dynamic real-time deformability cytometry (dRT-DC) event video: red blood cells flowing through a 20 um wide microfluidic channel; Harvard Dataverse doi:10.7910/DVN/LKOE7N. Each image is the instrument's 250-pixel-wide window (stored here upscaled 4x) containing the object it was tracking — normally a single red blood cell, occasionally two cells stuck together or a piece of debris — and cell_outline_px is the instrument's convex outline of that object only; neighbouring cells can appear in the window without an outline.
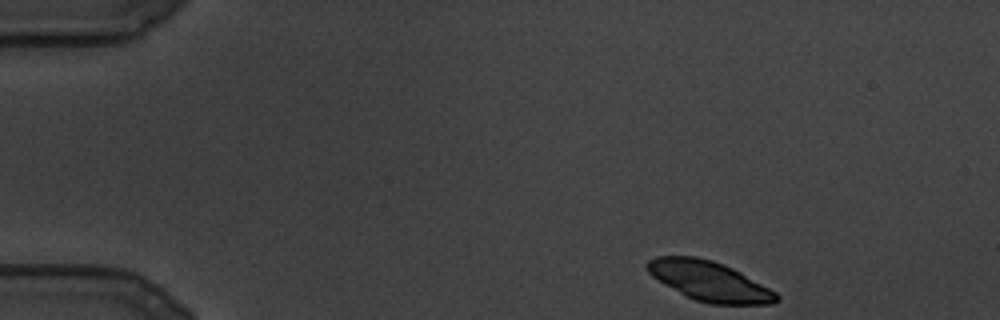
{"species": "common noctule bat (a hibernating species)", "species_latin": "Nyctalus noctula", "temperature_condition": "cold", "stored_images_in_passage": 59, "camera_frame_rate_fps": 3000, "um_per_image_px": 0.085, "animal": {"sex": "male", "body_mass_g": 19.5, "forearm_length_mm": 54.6}, "frame": {"image": 1, "passage_image": 1, "time_ms": 0.0, "image_size_px": [1000, 320], "cell_outline_px": [[780, 300], [772, 304], [708, 304], [696, 300], [664, 284], [652, 276], [648, 272], [644, 264], [648, 260], [656, 256], [696, 256], [712, 260], [724, 264], [740, 272], [776, 292], [780, 296]], "centroid_in_image_um": [60.28, 23.89], "position_along_channel_um": 24.7, "area_um2": 29.82}}
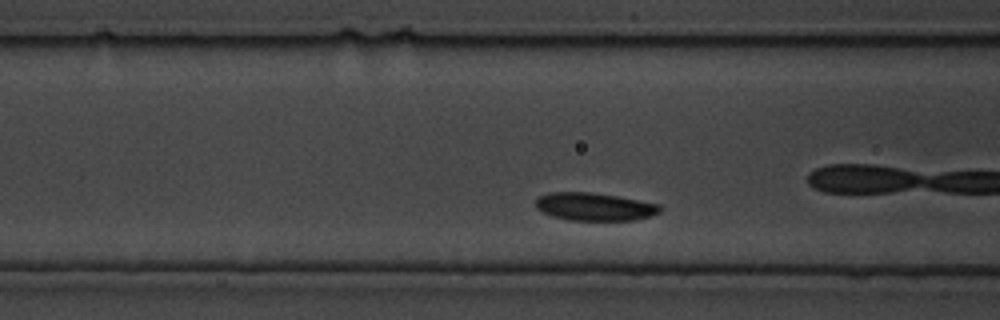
{"frame": {"image": 2, "passage_image": 26, "time_ms": 8.333, "image_size_px": [1000, 320], "cell_outline_px": [[664, 208], [660, 212], [652, 216], [632, 220], [572, 220], [552, 216], [536, 208], [536, 200], [540, 196], [548, 192], [588, 192], [616, 196], [660, 204]], "centroid_in_image_um": [50.57, 17.57], "position_along_channel_um": 116.0, "area_um2": 20.11}}
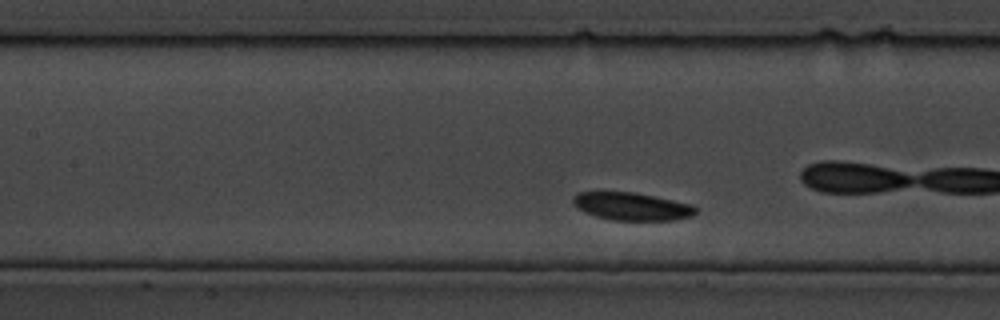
{"frame": {"image": 3, "passage_image": 33, "time_ms": 10.667, "image_size_px": [1000, 320], "cell_outline_px": [[696, 212], [692, 216], [676, 220], [612, 220], [596, 216], [584, 212], [576, 208], [572, 200], [572, 196], [576, 192], [636, 192], [692, 204], [696, 208]], "centroid_in_image_um": [53.68, 17.54], "position_along_channel_um": 153.7, "area_um2": 20.0}}